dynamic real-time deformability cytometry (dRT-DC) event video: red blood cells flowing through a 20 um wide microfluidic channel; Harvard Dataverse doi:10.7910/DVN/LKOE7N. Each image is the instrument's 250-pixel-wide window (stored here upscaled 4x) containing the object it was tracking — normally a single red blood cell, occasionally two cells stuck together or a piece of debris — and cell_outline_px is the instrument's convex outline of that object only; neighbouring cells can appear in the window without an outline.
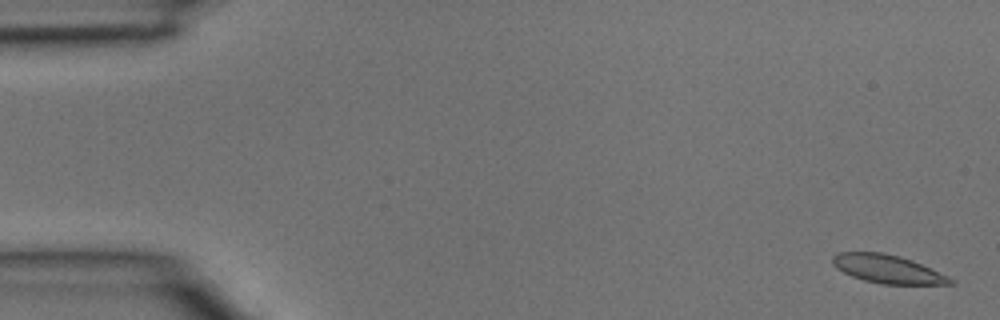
{"species": "common noctule bat (a hibernating species)", "species_latin": "Nyctalus noctula", "temperature_condition": "room temperature", "stored_images_in_passage": 4, "camera_frame_rate_fps": 3000, "um_per_image_px": 0.085, "animal": {"sex": "male", "body_mass_g": 15.6}, "frame": {"image": 1, "passage_image": 1, "time_ms": 0.0, "image_size_px": [1000, 320], "cell_outline_px": [[956, 284], [880, 284], [864, 280], [852, 276], [836, 268], [832, 264], [832, 256], [836, 252], [880, 252], [900, 256], [912, 260], [948, 276], [956, 280]], "centroid_in_image_um": [75.44, 22.87], "position_along_channel_um": 9.6, "area_um2": 19.48}}